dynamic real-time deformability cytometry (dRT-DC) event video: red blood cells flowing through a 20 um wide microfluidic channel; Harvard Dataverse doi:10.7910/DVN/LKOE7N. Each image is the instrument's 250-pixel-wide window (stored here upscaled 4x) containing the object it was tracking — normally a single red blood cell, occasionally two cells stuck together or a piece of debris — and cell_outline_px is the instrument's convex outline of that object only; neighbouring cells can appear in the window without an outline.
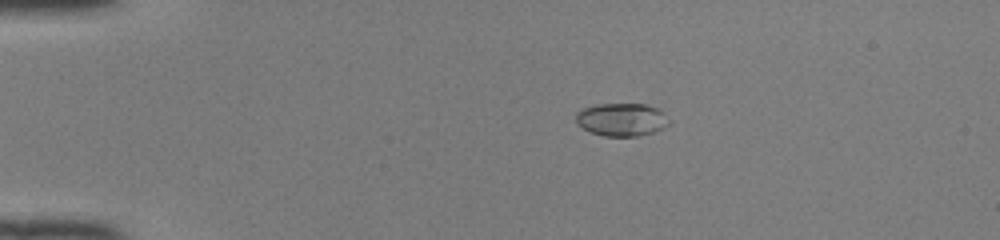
{"species": "common noctule bat (a hibernating species)", "species_latin": "Nyctalus noctula", "temperature_condition": "room temperature", "stored_images_in_passage": 49, "camera_frame_rate_fps": 3000, "um_per_image_px": 0.085, "animal": {"sex": "female", "body_mass_g": 22.0, "forearm_length_mm": 56.7}, "frame": {"image": 1, "passage_image": 10, "time_ms": 3.0, "image_size_px": [1000, 240], "cell_outline_px": [[672, 120], [664, 128], [640, 136], [604, 136], [592, 132], [576, 124], [576, 112], [584, 108], [596, 104], [644, 104], [660, 108]], "centroid_in_image_um": [52.89, 10.15], "position_along_channel_um": 32.1, "area_um2": 18.09}}
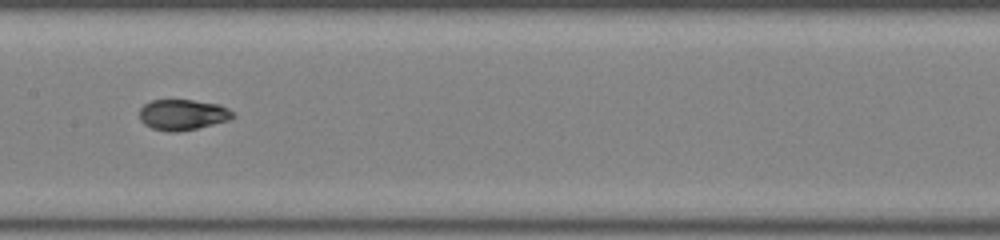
{"frame": {"image": 2, "passage_image": 26, "time_ms": 8.333, "image_size_px": [1000, 240], "cell_outline_px": [[236, 116], [228, 120], [196, 128], [176, 132], [168, 132], [152, 128], [144, 124], [140, 120], [140, 108], [144, 104], [152, 100], [192, 100], [220, 104], [228, 108]], "centroid_in_image_um": [15.52, 9.74], "position_along_channel_um": 191.9, "area_um2": 16.65}}
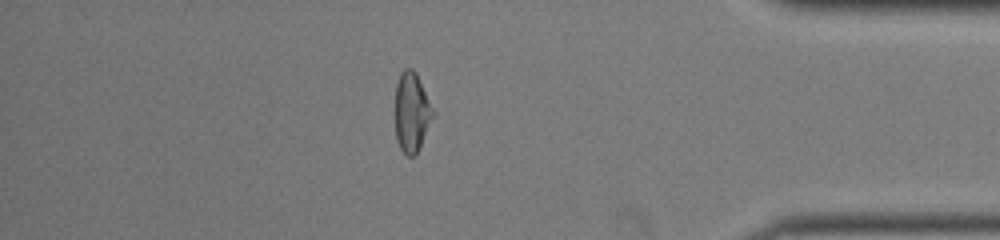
{"frame": {"image": 3, "passage_image": 43, "time_ms": 14.0, "image_size_px": [1000, 240], "cell_outline_px": [[436, 112], [416, 152], [412, 156], [408, 156], [400, 148], [396, 140], [396, 84], [400, 72], [404, 68], [412, 68], [416, 72]], "centroid_in_image_um": [35.0, 9.48], "position_along_channel_um": 400.2, "area_um2": 17.46}, "authors_computed_cell_mechanics": {"area_um2": 17.4556, "velocity_mm_per_s": 4.156, "shape_relaxation_time_tau1_ms": 3.7162, "shape_relaxation_time_tau2_ms": 1.6949, "deformation_change_tau1": 0.195, "deformation_change_tau2": 0.0566}}